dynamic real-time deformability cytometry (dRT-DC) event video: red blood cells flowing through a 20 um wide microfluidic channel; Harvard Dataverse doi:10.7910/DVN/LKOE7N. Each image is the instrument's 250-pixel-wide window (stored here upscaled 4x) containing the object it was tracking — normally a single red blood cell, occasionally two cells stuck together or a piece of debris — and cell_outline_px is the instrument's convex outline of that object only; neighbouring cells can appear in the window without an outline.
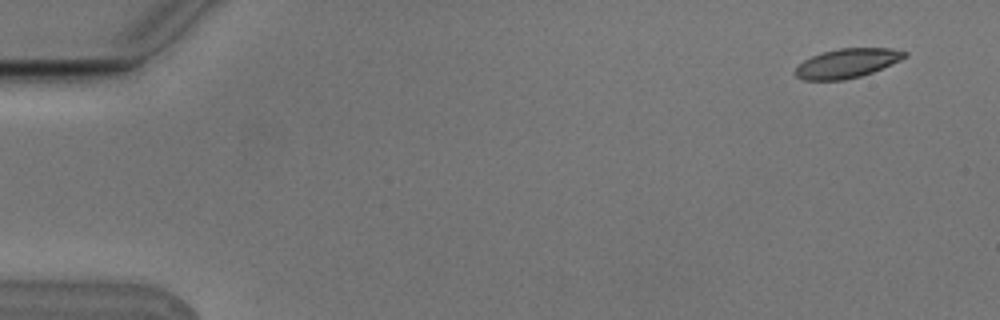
{"species": "Egyptian fruit bat (a non-hibernating species)", "species_latin": "Rousettus aegyptiacus", "temperature_condition": "cold", "stored_images_in_passage": 6, "camera_frame_rate_fps": 3000, "um_per_image_px": 0.085, "animal": {"sex": "male"}, "frame": {"image": 1, "passage_image": 1, "time_ms": 0.0, "image_size_px": [1000, 320], "cell_outline_px": [[908, 56], [900, 60], [872, 72], [860, 76], [844, 80], [804, 80], [796, 76], [796, 68], [804, 60], [812, 56], [824, 52], [840, 48], [892, 48], [908, 52]], "centroid_in_image_um": [72.03, 5.37], "position_along_channel_um": 13.0, "area_um2": 18.44}}